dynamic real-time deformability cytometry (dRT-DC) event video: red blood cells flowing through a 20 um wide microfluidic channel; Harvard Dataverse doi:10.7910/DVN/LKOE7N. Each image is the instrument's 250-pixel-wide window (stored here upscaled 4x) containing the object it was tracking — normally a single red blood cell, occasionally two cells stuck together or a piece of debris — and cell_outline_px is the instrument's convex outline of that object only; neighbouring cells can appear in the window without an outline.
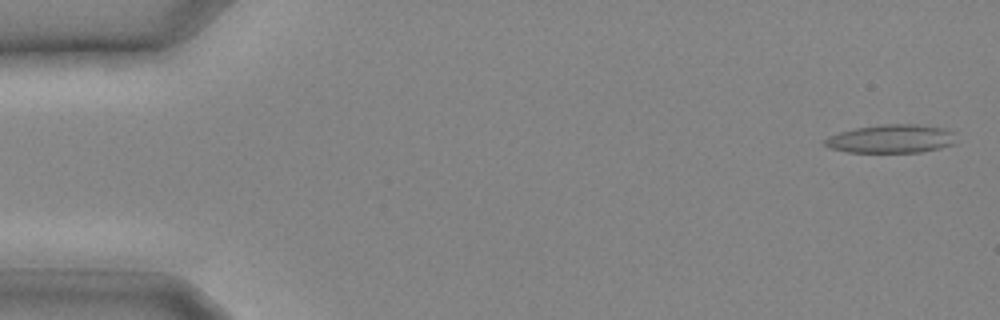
{"species": "common noctule bat (a hibernating species)", "species_latin": "Nyctalus noctula", "temperature_condition": "cold", "stored_images_in_passage": 27, "camera_frame_rate_fps": 3000, "um_per_image_px": 0.085, "animal": {"sex": "male", "body_mass_g": 20.4}, "frame": {"image": 1, "passage_image": 1, "time_ms": 0.0, "image_size_px": [1000, 320], "cell_outline_px": [[956, 144], [940, 148], [920, 152], [848, 152], [828, 148], [824, 144], [824, 140], [840, 132], [856, 128], [880, 124], [916, 124], [944, 128], [956, 132]], "centroid_in_image_um": [75.82, 11.8], "position_along_channel_um": 9.2, "area_um2": 21.91}}
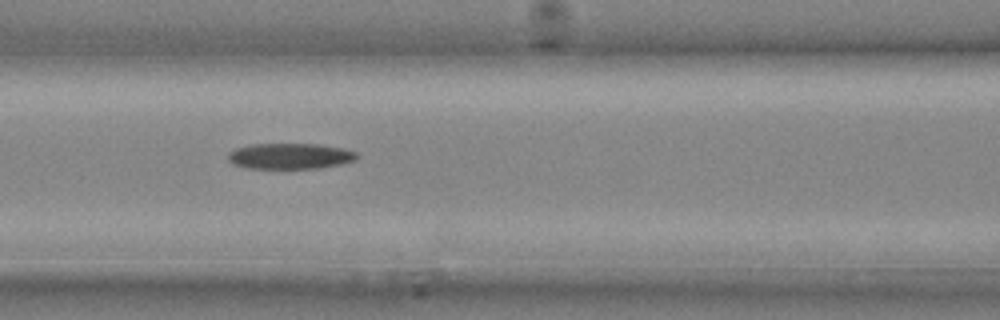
{"frame": {"image": 2, "passage_image": 12, "time_ms": 3.667, "image_size_px": [1000, 320], "cell_outline_px": [[360, 156], [356, 160], [340, 164], [320, 168], [244, 168], [232, 164], [228, 160], [228, 152], [236, 148], [252, 144], [316, 144], [344, 148], [356, 152]], "centroid_in_image_um": [24.65, 13.27], "position_along_channel_um": 141.9, "area_um2": 19.48}}
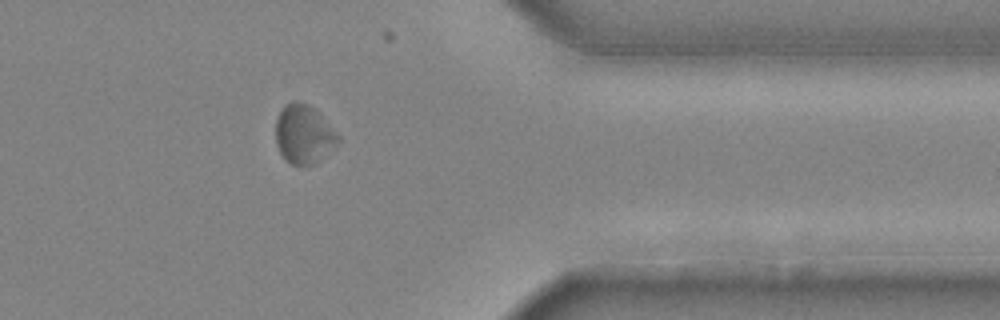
{"frame": {"image": 3, "passage_image": 23, "time_ms": 7.333, "image_size_px": [1000, 320], "cell_outline_px": [[340, 140], [316, 164], [292, 164], [284, 160], [276, 144], [276, 120], [284, 104], [292, 100], [296, 100], [308, 104], [316, 108], [320, 112], [340, 136]], "centroid_in_image_um": [25.82, 11.37], "position_along_channel_um": 385.6, "area_um2": 21.62}}